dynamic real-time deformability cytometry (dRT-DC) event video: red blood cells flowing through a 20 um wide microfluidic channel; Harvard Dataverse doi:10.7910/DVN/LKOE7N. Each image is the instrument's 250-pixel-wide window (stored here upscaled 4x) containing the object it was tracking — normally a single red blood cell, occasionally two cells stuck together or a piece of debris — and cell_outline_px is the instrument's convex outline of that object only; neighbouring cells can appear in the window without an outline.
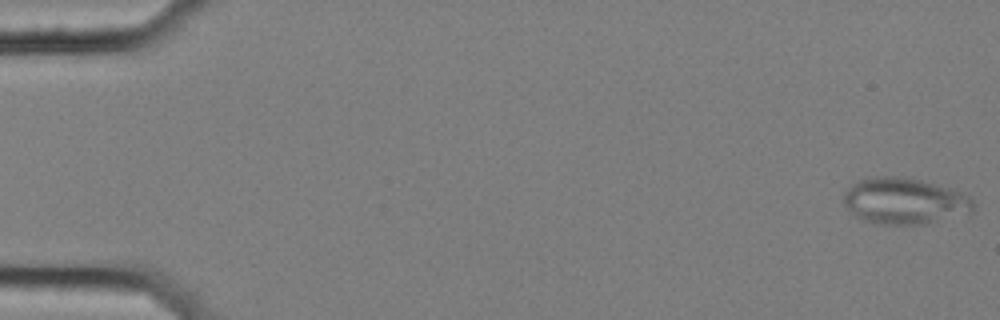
{"species": "common noctule bat (a hibernating species)", "species_latin": "Nyctalus noctula", "temperature_condition": "cold", "stored_images_in_passage": 57, "segment_of_instrument_passage": [1, 2], "camera_frame_rate_fps": 3000, "um_per_image_px": 0.085, "animal": {"sex": "female", "body_mass_g": 25.1}, "frame": {"image": 1, "passage_image": 1, "time_ms": 0.0, "image_size_px": [1000, 320], "cell_outline_px": [[976, 204], [972, 216], [920, 224], [880, 224], [864, 220], [856, 216], [844, 204], [844, 192], [852, 184], [860, 180], [872, 176], [904, 176], [920, 180], [948, 188], [972, 196]], "centroid_in_image_um": [76.99, 17.1], "position_along_channel_um": 8.0, "area_um2": 35.55}}
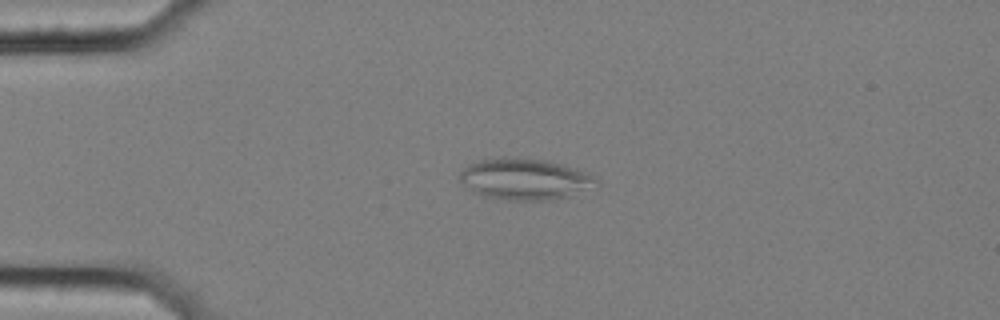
{"frame": {"image": 2, "passage_image": 14, "time_ms": 4.333, "image_size_px": [1000, 320], "cell_outline_px": [[600, 184], [568, 196], [552, 200], [504, 200], [484, 196], [472, 192], [460, 180], [460, 172], [468, 164], [476, 160], [500, 156], [504, 156], [548, 160], [564, 164], [588, 172], [600, 180]], "centroid_in_image_um": [44.62, 15.2], "position_along_channel_um": 40.4, "area_um2": 33.41}}